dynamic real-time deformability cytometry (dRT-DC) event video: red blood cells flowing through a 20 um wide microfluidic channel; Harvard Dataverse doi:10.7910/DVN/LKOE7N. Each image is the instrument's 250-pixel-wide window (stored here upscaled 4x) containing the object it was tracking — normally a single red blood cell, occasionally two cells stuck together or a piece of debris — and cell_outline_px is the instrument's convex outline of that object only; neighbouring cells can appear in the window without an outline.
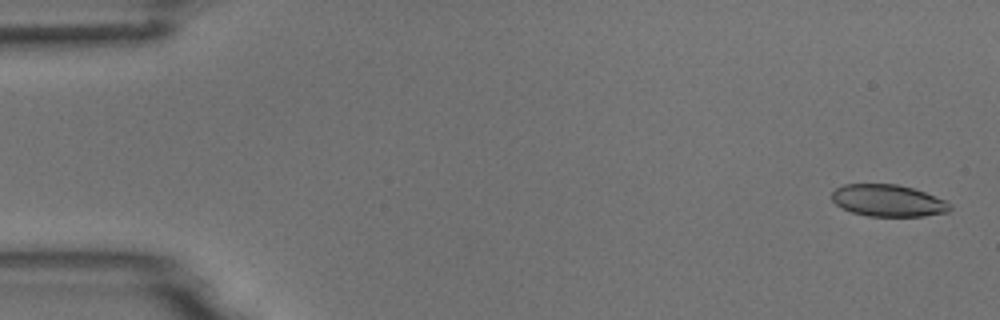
{"species": "common noctule bat (a hibernating species)", "species_latin": "Nyctalus noctula", "temperature_condition": "room temperature", "stored_images_in_passage": 54, "camera_frame_rate_fps": 3000, "um_per_image_px": 0.085, "animal": {"sex": "male", "body_mass_g": 18.8}, "frame": {"image": 1, "passage_image": 2, "time_ms": 0.333, "image_size_px": [1000, 320], "cell_outline_px": [[952, 208], [948, 212], [924, 216], [868, 216], [852, 212], [836, 204], [832, 200], [832, 192], [836, 188], [844, 184], [896, 184], [912, 188], [924, 192], [944, 200], [952, 204]], "centroid_in_image_um": [75.49, 17.05], "position_along_channel_um": 9.5, "area_um2": 21.85}}
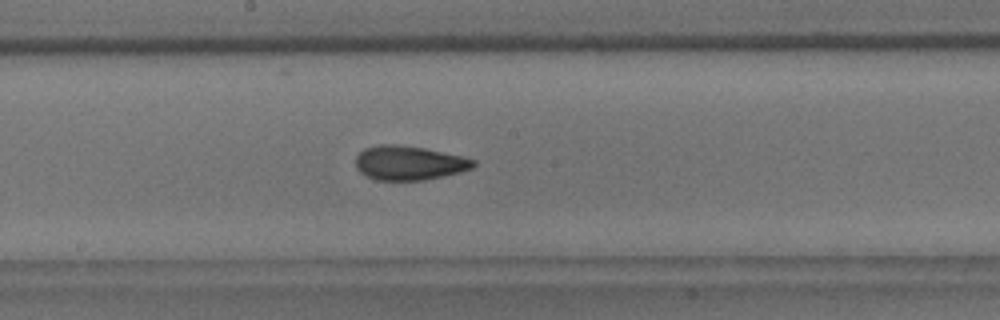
{"frame": {"image": 2, "passage_image": 29, "time_ms": 9.333, "image_size_px": [1000, 320], "cell_outline_px": [[476, 164], [472, 168], [460, 172], [444, 176], [424, 180], [376, 180], [360, 172], [356, 168], [356, 156], [364, 148], [380, 144], [396, 144], [424, 148], [460, 156], [476, 160]], "centroid_in_image_um": [34.76, 13.85], "position_along_channel_um": 213.4, "area_um2": 23.41}}
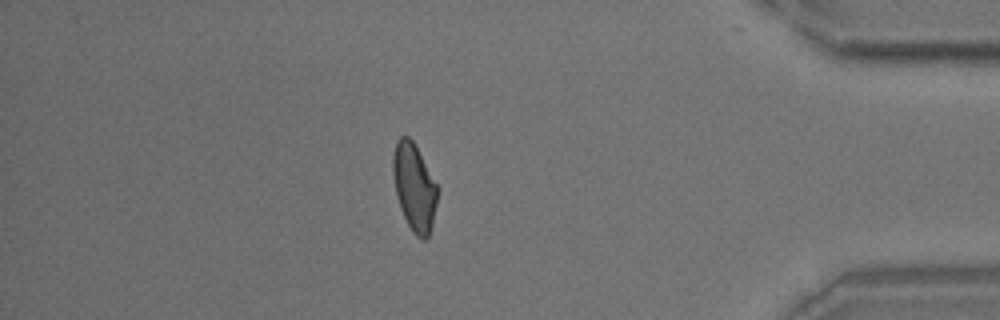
{"frame": {"image": 3, "passage_image": 47, "time_ms": 15.333, "image_size_px": [1000, 320], "cell_outline_px": [[440, 188], [432, 224], [428, 236], [424, 240], [420, 240], [412, 232], [400, 208], [396, 196], [392, 172], [392, 156], [396, 140], [400, 136], [408, 136], [412, 140]], "centroid_in_image_um": [35.21, 15.9], "position_along_channel_um": 400.0, "area_um2": 22.95}, "authors_computed_cell_mechanics": {"area_um2": 22.9466, "velocity_mm_per_s": 3.7379, "shape_relaxation_time_tau1_ms": 8.1214, "shape_relaxation_time_tau2_ms": 2.1248, "deformation_change_tau1": 0.1671, "deformation_change_tau2": 0.0837}}